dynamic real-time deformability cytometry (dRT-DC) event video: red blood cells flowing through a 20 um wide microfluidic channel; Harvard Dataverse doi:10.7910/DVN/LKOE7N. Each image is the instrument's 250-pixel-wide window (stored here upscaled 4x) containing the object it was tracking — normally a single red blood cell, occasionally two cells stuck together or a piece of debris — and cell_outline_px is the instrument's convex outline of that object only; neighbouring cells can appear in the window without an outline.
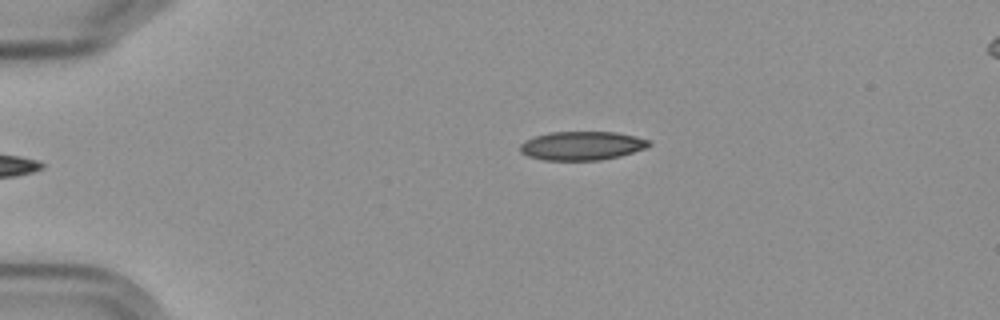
{"species": "Egyptian fruit bat (a non-hibernating species)", "species_latin": "Rousettus aegyptiacus", "temperature_condition": "cold", "stored_images_in_passage": 6, "camera_frame_rate_fps": 3000, "um_per_image_px": 0.085, "frame": {"image": 1, "passage_image": 6, "time_ms": 6.0, "image_size_px": [1000, 320], "cell_outline_px": [[652, 144], [644, 148], [620, 156], [600, 160], [544, 160], [528, 156], [520, 152], [520, 144], [524, 140], [548, 132], [616, 132], [636, 136], [652, 140]], "centroid_in_image_um": [49.46, 12.38], "position_along_channel_um": 35.5, "area_um2": 21.68}}